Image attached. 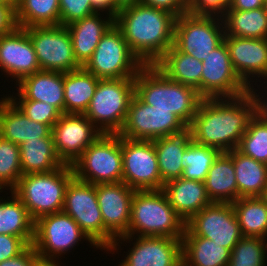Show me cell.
Returning <instances> with one entry per match:
<instances>
[{
	"label": "cell",
	"mask_w": 267,
	"mask_h": 266,
	"mask_svg": "<svg viewBox=\"0 0 267 266\" xmlns=\"http://www.w3.org/2000/svg\"><path fill=\"white\" fill-rule=\"evenodd\" d=\"M254 115L255 101L249 91L236 97L206 98L188 128L195 142L229 152L237 149Z\"/></svg>",
	"instance_id": "obj_1"
},
{
	"label": "cell",
	"mask_w": 267,
	"mask_h": 266,
	"mask_svg": "<svg viewBox=\"0 0 267 266\" xmlns=\"http://www.w3.org/2000/svg\"><path fill=\"white\" fill-rule=\"evenodd\" d=\"M176 17L164 10L137 3L119 10L114 24L143 65H155L174 44Z\"/></svg>",
	"instance_id": "obj_2"
},
{
	"label": "cell",
	"mask_w": 267,
	"mask_h": 266,
	"mask_svg": "<svg viewBox=\"0 0 267 266\" xmlns=\"http://www.w3.org/2000/svg\"><path fill=\"white\" fill-rule=\"evenodd\" d=\"M185 221L170 205L164 191L145 190L135 191L131 204V215L128 233L114 240L108 251L117 250L121 241L137 236H157L182 239ZM117 241H119L117 243Z\"/></svg>",
	"instance_id": "obj_3"
},
{
	"label": "cell",
	"mask_w": 267,
	"mask_h": 266,
	"mask_svg": "<svg viewBox=\"0 0 267 266\" xmlns=\"http://www.w3.org/2000/svg\"><path fill=\"white\" fill-rule=\"evenodd\" d=\"M135 94L155 109L170 110L188 127L203 99L195 88L170 80L155 65H144L139 70Z\"/></svg>",
	"instance_id": "obj_4"
},
{
	"label": "cell",
	"mask_w": 267,
	"mask_h": 266,
	"mask_svg": "<svg viewBox=\"0 0 267 266\" xmlns=\"http://www.w3.org/2000/svg\"><path fill=\"white\" fill-rule=\"evenodd\" d=\"M73 177L71 165L64 164L52 172L22 175L12 191L37 221L63 210L65 190Z\"/></svg>",
	"instance_id": "obj_5"
},
{
	"label": "cell",
	"mask_w": 267,
	"mask_h": 266,
	"mask_svg": "<svg viewBox=\"0 0 267 266\" xmlns=\"http://www.w3.org/2000/svg\"><path fill=\"white\" fill-rule=\"evenodd\" d=\"M134 95L135 78L99 79L84 115L103 134H118Z\"/></svg>",
	"instance_id": "obj_6"
},
{
	"label": "cell",
	"mask_w": 267,
	"mask_h": 266,
	"mask_svg": "<svg viewBox=\"0 0 267 266\" xmlns=\"http://www.w3.org/2000/svg\"><path fill=\"white\" fill-rule=\"evenodd\" d=\"M71 167L75 178L93 185L122 182V137L101 134Z\"/></svg>",
	"instance_id": "obj_7"
},
{
	"label": "cell",
	"mask_w": 267,
	"mask_h": 266,
	"mask_svg": "<svg viewBox=\"0 0 267 266\" xmlns=\"http://www.w3.org/2000/svg\"><path fill=\"white\" fill-rule=\"evenodd\" d=\"M144 65L132 53L121 30L113 24L82 66L98 79L135 78Z\"/></svg>",
	"instance_id": "obj_8"
},
{
	"label": "cell",
	"mask_w": 267,
	"mask_h": 266,
	"mask_svg": "<svg viewBox=\"0 0 267 266\" xmlns=\"http://www.w3.org/2000/svg\"><path fill=\"white\" fill-rule=\"evenodd\" d=\"M221 19L215 18V15L182 14L175 21L173 45L199 61L205 60L210 52L224 42L225 26Z\"/></svg>",
	"instance_id": "obj_9"
},
{
	"label": "cell",
	"mask_w": 267,
	"mask_h": 266,
	"mask_svg": "<svg viewBox=\"0 0 267 266\" xmlns=\"http://www.w3.org/2000/svg\"><path fill=\"white\" fill-rule=\"evenodd\" d=\"M188 126L170 110L155 109L133 96L119 136L132 140H154L175 135Z\"/></svg>",
	"instance_id": "obj_10"
},
{
	"label": "cell",
	"mask_w": 267,
	"mask_h": 266,
	"mask_svg": "<svg viewBox=\"0 0 267 266\" xmlns=\"http://www.w3.org/2000/svg\"><path fill=\"white\" fill-rule=\"evenodd\" d=\"M24 29L33 44L40 70L67 73L82 67L74 57L71 35L66 26L59 24Z\"/></svg>",
	"instance_id": "obj_11"
},
{
	"label": "cell",
	"mask_w": 267,
	"mask_h": 266,
	"mask_svg": "<svg viewBox=\"0 0 267 266\" xmlns=\"http://www.w3.org/2000/svg\"><path fill=\"white\" fill-rule=\"evenodd\" d=\"M183 236H199L232 250L242 238L232 203H217L204 207L186 223Z\"/></svg>",
	"instance_id": "obj_12"
},
{
	"label": "cell",
	"mask_w": 267,
	"mask_h": 266,
	"mask_svg": "<svg viewBox=\"0 0 267 266\" xmlns=\"http://www.w3.org/2000/svg\"><path fill=\"white\" fill-rule=\"evenodd\" d=\"M81 239L96 246L76 221L63 211L42 216L35 221L32 245L42 259H56V256L66 253Z\"/></svg>",
	"instance_id": "obj_13"
},
{
	"label": "cell",
	"mask_w": 267,
	"mask_h": 266,
	"mask_svg": "<svg viewBox=\"0 0 267 266\" xmlns=\"http://www.w3.org/2000/svg\"><path fill=\"white\" fill-rule=\"evenodd\" d=\"M122 182L135 191L161 190L164 183L152 140L122 137Z\"/></svg>",
	"instance_id": "obj_14"
},
{
	"label": "cell",
	"mask_w": 267,
	"mask_h": 266,
	"mask_svg": "<svg viewBox=\"0 0 267 266\" xmlns=\"http://www.w3.org/2000/svg\"><path fill=\"white\" fill-rule=\"evenodd\" d=\"M62 211L76 221L96 248L104 250V223L96 196V185L73 177L65 190Z\"/></svg>",
	"instance_id": "obj_15"
},
{
	"label": "cell",
	"mask_w": 267,
	"mask_h": 266,
	"mask_svg": "<svg viewBox=\"0 0 267 266\" xmlns=\"http://www.w3.org/2000/svg\"><path fill=\"white\" fill-rule=\"evenodd\" d=\"M135 190L124 182L96 184V196L104 223V249L128 233Z\"/></svg>",
	"instance_id": "obj_16"
},
{
	"label": "cell",
	"mask_w": 267,
	"mask_h": 266,
	"mask_svg": "<svg viewBox=\"0 0 267 266\" xmlns=\"http://www.w3.org/2000/svg\"><path fill=\"white\" fill-rule=\"evenodd\" d=\"M203 62L201 97H236L249 91V87L235 72L225 42L210 52Z\"/></svg>",
	"instance_id": "obj_17"
},
{
	"label": "cell",
	"mask_w": 267,
	"mask_h": 266,
	"mask_svg": "<svg viewBox=\"0 0 267 266\" xmlns=\"http://www.w3.org/2000/svg\"><path fill=\"white\" fill-rule=\"evenodd\" d=\"M101 134L84 114L63 113L52 127L56 153L68 165H72Z\"/></svg>",
	"instance_id": "obj_18"
},
{
	"label": "cell",
	"mask_w": 267,
	"mask_h": 266,
	"mask_svg": "<svg viewBox=\"0 0 267 266\" xmlns=\"http://www.w3.org/2000/svg\"><path fill=\"white\" fill-rule=\"evenodd\" d=\"M17 78L16 83L40 70L37 56L27 31L16 27L0 36V69Z\"/></svg>",
	"instance_id": "obj_19"
},
{
	"label": "cell",
	"mask_w": 267,
	"mask_h": 266,
	"mask_svg": "<svg viewBox=\"0 0 267 266\" xmlns=\"http://www.w3.org/2000/svg\"><path fill=\"white\" fill-rule=\"evenodd\" d=\"M137 238L120 266H180L182 264V239L157 236H138Z\"/></svg>",
	"instance_id": "obj_20"
},
{
	"label": "cell",
	"mask_w": 267,
	"mask_h": 266,
	"mask_svg": "<svg viewBox=\"0 0 267 266\" xmlns=\"http://www.w3.org/2000/svg\"><path fill=\"white\" fill-rule=\"evenodd\" d=\"M232 66L240 79L250 87V76L267 78V38H241L225 34Z\"/></svg>",
	"instance_id": "obj_21"
},
{
	"label": "cell",
	"mask_w": 267,
	"mask_h": 266,
	"mask_svg": "<svg viewBox=\"0 0 267 266\" xmlns=\"http://www.w3.org/2000/svg\"><path fill=\"white\" fill-rule=\"evenodd\" d=\"M16 85L19 98L8 96L10 100L47 102L64 113V73L39 70Z\"/></svg>",
	"instance_id": "obj_22"
},
{
	"label": "cell",
	"mask_w": 267,
	"mask_h": 266,
	"mask_svg": "<svg viewBox=\"0 0 267 266\" xmlns=\"http://www.w3.org/2000/svg\"><path fill=\"white\" fill-rule=\"evenodd\" d=\"M51 132L48 125L29 119L8 97L0 100V135L5 139L20 145Z\"/></svg>",
	"instance_id": "obj_23"
},
{
	"label": "cell",
	"mask_w": 267,
	"mask_h": 266,
	"mask_svg": "<svg viewBox=\"0 0 267 266\" xmlns=\"http://www.w3.org/2000/svg\"><path fill=\"white\" fill-rule=\"evenodd\" d=\"M170 205L185 223L204 207L211 204L204 182L178 178L164 184Z\"/></svg>",
	"instance_id": "obj_24"
},
{
	"label": "cell",
	"mask_w": 267,
	"mask_h": 266,
	"mask_svg": "<svg viewBox=\"0 0 267 266\" xmlns=\"http://www.w3.org/2000/svg\"><path fill=\"white\" fill-rule=\"evenodd\" d=\"M99 16L100 12H95L66 26L71 35L74 57L81 66L93 55L101 37L114 24V16L109 15L107 20Z\"/></svg>",
	"instance_id": "obj_25"
},
{
	"label": "cell",
	"mask_w": 267,
	"mask_h": 266,
	"mask_svg": "<svg viewBox=\"0 0 267 266\" xmlns=\"http://www.w3.org/2000/svg\"><path fill=\"white\" fill-rule=\"evenodd\" d=\"M192 140L191 131L187 130L170 136L154 139L158 168L164 184L182 177V156Z\"/></svg>",
	"instance_id": "obj_26"
},
{
	"label": "cell",
	"mask_w": 267,
	"mask_h": 266,
	"mask_svg": "<svg viewBox=\"0 0 267 266\" xmlns=\"http://www.w3.org/2000/svg\"><path fill=\"white\" fill-rule=\"evenodd\" d=\"M19 149L22 175L48 173L64 165L56 153L52 132L47 137L27 140Z\"/></svg>",
	"instance_id": "obj_27"
},
{
	"label": "cell",
	"mask_w": 267,
	"mask_h": 266,
	"mask_svg": "<svg viewBox=\"0 0 267 266\" xmlns=\"http://www.w3.org/2000/svg\"><path fill=\"white\" fill-rule=\"evenodd\" d=\"M155 66L170 80L195 88L201 96L202 61L172 45Z\"/></svg>",
	"instance_id": "obj_28"
},
{
	"label": "cell",
	"mask_w": 267,
	"mask_h": 266,
	"mask_svg": "<svg viewBox=\"0 0 267 266\" xmlns=\"http://www.w3.org/2000/svg\"><path fill=\"white\" fill-rule=\"evenodd\" d=\"M204 184L211 202L232 203L238 199L233 160L226 152L214 161Z\"/></svg>",
	"instance_id": "obj_29"
},
{
	"label": "cell",
	"mask_w": 267,
	"mask_h": 266,
	"mask_svg": "<svg viewBox=\"0 0 267 266\" xmlns=\"http://www.w3.org/2000/svg\"><path fill=\"white\" fill-rule=\"evenodd\" d=\"M233 160L238 199L262 197L267 186V165L243 155L237 149L226 152Z\"/></svg>",
	"instance_id": "obj_30"
},
{
	"label": "cell",
	"mask_w": 267,
	"mask_h": 266,
	"mask_svg": "<svg viewBox=\"0 0 267 266\" xmlns=\"http://www.w3.org/2000/svg\"><path fill=\"white\" fill-rule=\"evenodd\" d=\"M99 79L83 67L64 73V113L84 114Z\"/></svg>",
	"instance_id": "obj_31"
},
{
	"label": "cell",
	"mask_w": 267,
	"mask_h": 266,
	"mask_svg": "<svg viewBox=\"0 0 267 266\" xmlns=\"http://www.w3.org/2000/svg\"><path fill=\"white\" fill-rule=\"evenodd\" d=\"M231 250L199 236L182 237L184 266H227Z\"/></svg>",
	"instance_id": "obj_32"
},
{
	"label": "cell",
	"mask_w": 267,
	"mask_h": 266,
	"mask_svg": "<svg viewBox=\"0 0 267 266\" xmlns=\"http://www.w3.org/2000/svg\"><path fill=\"white\" fill-rule=\"evenodd\" d=\"M11 195L12 200L0 199V234L21 237L28 245H32L35 221L13 191Z\"/></svg>",
	"instance_id": "obj_33"
},
{
	"label": "cell",
	"mask_w": 267,
	"mask_h": 266,
	"mask_svg": "<svg viewBox=\"0 0 267 266\" xmlns=\"http://www.w3.org/2000/svg\"><path fill=\"white\" fill-rule=\"evenodd\" d=\"M242 236L267 239V204L262 197H242L232 202Z\"/></svg>",
	"instance_id": "obj_34"
},
{
	"label": "cell",
	"mask_w": 267,
	"mask_h": 266,
	"mask_svg": "<svg viewBox=\"0 0 267 266\" xmlns=\"http://www.w3.org/2000/svg\"><path fill=\"white\" fill-rule=\"evenodd\" d=\"M222 17L226 35L267 38V12L264 7L249 11L226 10Z\"/></svg>",
	"instance_id": "obj_35"
},
{
	"label": "cell",
	"mask_w": 267,
	"mask_h": 266,
	"mask_svg": "<svg viewBox=\"0 0 267 266\" xmlns=\"http://www.w3.org/2000/svg\"><path fill=\"white\" fill-rule=\"evenodd\" d=\"M15 18L20 28L59 25V0H17Z\"/></svg>",
	"instance_id": "obj_36"
},
{
	"label": "cell",
	"mask_w": 267,
	"mask_h": 266,
	"mask_svg": "<svg viewBox=\"0 0 267 266\" xmlns=\"http://www.w3.org/2000/svg\"><path fill=\"white\" fill-rule=\"evenodd\" d=\"M221 153L192 139L182 156V178L204 182L210 167Z\"/></svg>",
	"instance_id": "obj_37"
},
{
	"label": "cell",
	"mask_w": 267,
	"mask_h": 266,
	"mask_svg": "<svg viewBox=\"0 0 267 266\" xmlns=\"http://www.w3.org/2000/svg\"><path fill=\"white\" fill-rule=\"evenodd\" d=\"M237 150L267 165V122L255 114L249 121Z\"/></svg>",
	"instance_id": "obj_38"
},
{
	"label": "cell",
	"mask_w": 267,
	"mask_h": 266,
	"mask_svg": "<svg viewBox=\"0 0 267 266\" xmlns=\"http://www.w3.org/2000/svg\"><path fill=\"white\" fill-rule=\"evenodd\" d=\"M21 176L19 145L0 135V192L5 186L12 191Z\"/></svg>",
	"instance_id": "obj_39"
},
{
	"label": "cell",
	"mask_w": 267,
	"mask_h": 266,
	"mask_svg": "<svg viewBox=\"0 0 267 266\" xmlns=\"http://www.w3.org/2000/svg\"><path fill=\"white\" fill-rule=\"evenodd\" d=\"M267 240L259 237L242 236L231 250L230 261L265 262Z\"/></svg>",
	"instance_id": "obj_40"
},
{
	"label": "cell",
	"mask_w": 267,
	"mask_h": 266,
	"mask_svg": "<svg viewBox=\"0 0 267 266\" xmlns=\"http://www.w3.org/2000/svg\"><path fill=\"white\" fill-rule=\"evenodd\" d=\"M29 119L44 123L51 129L61 116V112L47 102L36 100H11ZM17 102V103H16Z\"/></svg>",
	"instance_id": "obj_41"
},
{
	"label": "cell",
	"mask_w": 267,
	"mask_h": 266,
	"mask_svg": "<svg viewBox=\"0 0 267 266\" xmlns=\"http://www.w3.org/2000/svg\"><path fill=\"white\" fill-rule=\"evenodd\" d=\"M60 24L67 26L97 12L91 0H59Z\"/></svg>",
	"instance_id": "obj_42"
},
{
	"label": "cell",
	"mask_w": 267,
	"mask_h": 266,
	"mask_svg": "<svg viewBox=\"0 0 267 266\" xmlns=\"http://www.w3.org/2000/svg\"><path fill=\"white\" fill-rule=\"evenodd\" d=\"M229 5L230 3L227 0H188V13L193 15H217L219 18L225 14Z\"/></svg>",
	"instance_id": "obj_43"
},
{
	"label": "cell",
	"mask_w": 267,
	"mask_h": 266,
	"mask_svg": "<svg viewBox=\"0 0 267 266\" xmlns=\"http://www.w3.org/2000/svg\"><path fill=\"white\" fill-rule=\"evenodd\" d=\"M28 246L21 237L0 234V263L18 256Z\"/></svg>",
	"instance_id": "obj_44"
},
{
	"label": "cell",
	"mask_w": 267,
	"mask_h": 266,
	"mask_svg": "<svg viewBox=\"0 0 267 266\" xmlns=\"http://www.w3.org/2000/svg\"><path fill=\"white\" fill-rule=\"evenodd\" d=\"M140 3L167 11L176 18L188 13V0H140Z\"/></svg>",
	"instance_id": "obj_45"
},
{
	"label": "cell",
	"mask_w": 267,
	"mask_h": 266,
	"mask_svg": "<svg viewBox=\"0 0 267 266\" xmlns=\"http://www.w3.org/2000/svg\"><path fill=\"white\" fill-rule=\"evenodd\" d=\"M39 258L33 245H29L18 256L1 262L0 266H35Z\"/></svg>",
	"instance_id": "obj_46"
},
{
	"label": "cell",
	"mask_w": 267,
	"mask_h": 266,
	"mask_svg": "<svg viewBox=\"0 0 267 266\" xmlns=\"http://www.w3.org/2000/svg\"><path fill=\"white\" fill-rule=\"evenodd\" d=\"M16 27L15 10L9 5L0 3V36L8 34Z\"/></svg>",
	"instance_id": "obj_47"
},
{
	"label": "cell",
	"mask_w": 267,
	"mask_h": 266,
	"mask_svg": "<svg viewBox=\"0 0 267 266\" xmlns=\"http://www.w3.org/2000/svg\"><path fill=\"white\" fill-rule=\"evenodd\" d=\"M265 0H232L227 10L249 11L263 8Z\"/></svg>",
	"instance_id": "obj_48"
},
{
	"label": "cell",
	"mask_w": 267,
	"mask_h": 266,
	"mask_svg": "<svg viewBox=\"0 0 267 266\" xmlns=\"http://www.w3.org/2000/svg\"><path fill=\"white\" fill-rule=\"evenodd\" d=\"M249 92L255 101V114L267 122V99L266 101L265 99L264 101H261L262 99L254 91L253 86L249 87Z\"/></svg>",
	"instance_id": "obj_49"
},
{
	"label": "cell",
	"mask_w": 267,
	"mask_h": 266,
	"mask_svg": "<svg viewBox=\"0 0 267 266\" xmlns=\"http://www.w3.org/2000/svg\"><path fill=\"white\" fill-rule=\"evenodd\" d=\"M92 7L98 11H108V16L115 17V0H91ZM106 9V10H105Z\"/></svg>",
	"instance_id": "obj_50"
},
{
	"label": "cell",
	"mask_w": 267,
	"mask_h": 266,
	"mask_svg": "<svg viewBox=\"0 0 267 266\" xmlns=\"http://www.w3.org/2000/svg\"><path fill=\"white\" fill-rule=\"evenodd\" d=\"M137 3H140V0H115V15L119 10L133 6Z\"/></svg>",
	"instance_id": "obj_51"
},
{
	"label": "cell",
	"mask_w": 267,
	"mask_h": 266,
	"mask_svg": "<svg viewBox=\"0 0 267 266\" xmlns=\"http://www.w3.org/2000/svg\"><path fill=\"white\" fill-rule=\"evenodd\" d=\"M265 262L229 261L227 266H266Z\"/></svg>",
	"instance_id": "obj_52"
},
{
	"label": "cell",
	"mask_w": 267,
	"mask_h": 266,
	"mask_svg": "<svg viewBox=\"0 0 267 266\" xmlns=\"http://www.w3.org/2000/svg\"><path fill=\"white\" fill-rule=\"evenodd\" d=\"M56 260L54 259H42V258H39L36 262V265L35 266H61V265H58L59 263L56 262Z\"/></svg>",
	"instance_id": "obj_53"
},
{
	"label": "cell",
	"mask_w": 267,
	"mask_h": 266,
	"mask_svg": "<svg viewBox=\"0 0 267 266\" xmlns=\"http://www.w3.org/2000/svg\"><path fill=\"white\" fill-rule=\"evenodd\" d=\"M0 3L11 6L14 10L17 6V0H0Z\"/></svg>",
	"instance_id": "obj_54"
},
{
	"label": "cell",
	"mask_w": 267,
	"mask_h": 266,
	"mask_svg": "<svg viewBox=\"0 0 267 266\" xmlns=\"http://www.w3.org/2000/svg\"><path fill=\"white\" fill-rule=\"evenodd\" d=\"M262 198L265 200V202L267 204V186L265 188L264 194L262 195Z\"/></svg>",
	"instance_id": "obj_55"
},
{
	"label": "cell",
	"mask_w": 267,
	"mask_h": 266,
	"mask_svg": "<svg viewBox=\"0 0 267 266\" xmlns=\"http://www.w3.org/2000/svg\"><path fill=\"white\" fill-rule=\"evenodd\" d=\"M264 9L267 12V0L264 1Z\"/></svg>",
	"instance_id": "obj_56"
}]
</instances>
